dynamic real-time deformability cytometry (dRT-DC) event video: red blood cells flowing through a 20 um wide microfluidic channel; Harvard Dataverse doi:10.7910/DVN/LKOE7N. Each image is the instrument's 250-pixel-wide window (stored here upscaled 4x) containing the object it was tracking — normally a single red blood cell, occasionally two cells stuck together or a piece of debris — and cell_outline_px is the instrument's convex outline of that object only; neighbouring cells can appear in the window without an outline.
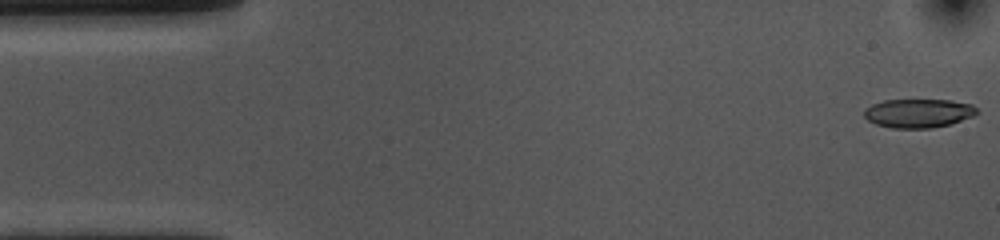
{"species": "common noctule bat (a hibernating species)", "species_latin": "Nyctalus noctula", "temperature_condition": "cold", "stored_images_in_passage": 53, "camera_frame_rate_fps": 3000, "um_per_image_px": 0.085, "animal": {"sex": "female", "body_mass_g": 10.0, "forearm_length_mm": 53.1}, "frame": {"image": 1, "passage_image": 1, "time_ms": 0.0, "image_size_px": [1000, 240], "cell_outline_px": [[980, 112], [972, 116], [948, 124], [932, 128], [892, 128], [876, 124], [868, 120], [864, 116], [864, 108], [872, 104], [884, 100], [948, 100], [972, 104]], "centroid_in_image_um": [78.04, 9.62], "position_along_channel_um": 7.0, "area_um2": 18.84}}
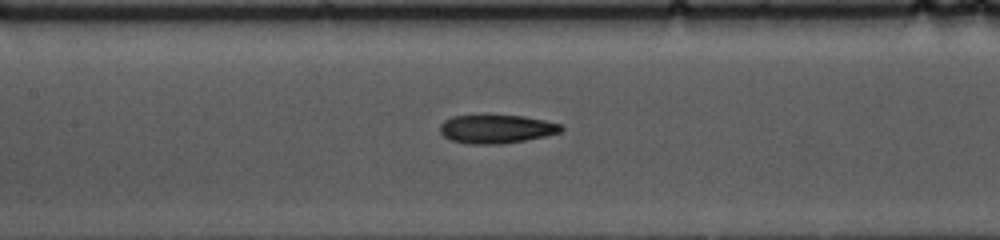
{"frame": {"image": 2, "passage_image": 23, "time_ms": 7.333, "image_size_px": [1000, 240], "cell_outline_px": [[564, 128], [560, 132], [544, 136], [524, 140], [500, 144], [468, 144], [452, 140], [444, 136], [440, 132], [440, 124], [444, 120], [452, 116], [524, 116], [544, 120], [560, 124]], "centroid_in_image_um": [42.18, 10.97], "position_along_channel_um": 165.2, "area_um2": 19.88}}
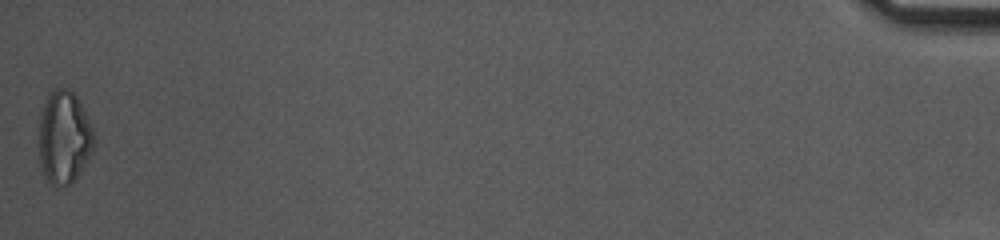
{"frame": {"image": 3, "passage_image": 53, "time_ms": 17.333, "image_size_px": [1000, 240], "cell_outline_px": [[96, 140], [92, 152], [80, 172], [68, 184], [52, 184], [44, 176], [40, 164], [40, 112], [48, 96], [56, 88], [68, 88], [76, 96], [92, 128]], "centroid_in_image_um": [5.45, 11.66], "position_along_channel_um": 429.7, "area_um2": 29.19}, "authors_computed_cell_mechanics": {"area_um2": 20.2878, "velocity_mm_per_s": 3.6842, "shape_relaxation_time_tau1_ms": 4.7504, "shape_relaxation_time_tau2_ms": 5.4659, "deformation_change_tau1": 0.1509, "deformation_change_tau2": 0.1561}}